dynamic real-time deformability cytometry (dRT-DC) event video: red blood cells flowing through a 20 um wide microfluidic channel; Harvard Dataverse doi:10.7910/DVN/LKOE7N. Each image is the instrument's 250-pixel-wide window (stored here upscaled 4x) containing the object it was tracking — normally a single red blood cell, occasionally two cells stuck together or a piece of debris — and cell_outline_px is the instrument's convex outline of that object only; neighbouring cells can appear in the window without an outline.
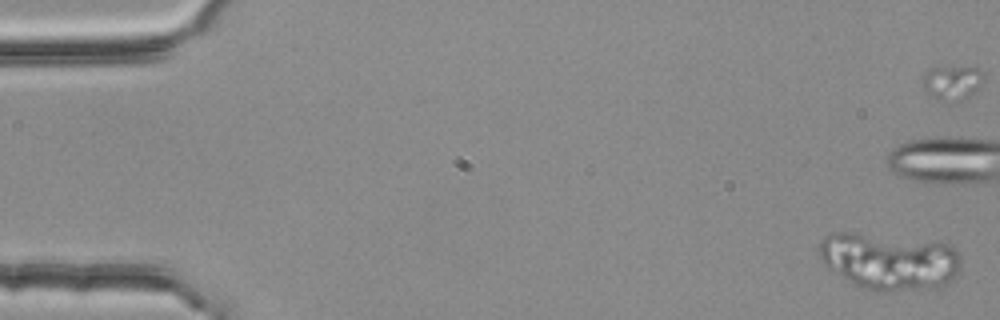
{"species": "common noctule bat (a hibernating species)", "species_latin": "Nyctalus noctula", "temperature_condition": "room temperature", "stored_images_in_passage": 5, "camera_frame_rate_fps": 3000, "um_per_image_px": 0.085, "animal": {"sex": "female", "body_mass_g": 25.1}, "frame": {"image": 1, "passage_image": 1, "time_ms": 0.0, "image_size_px": [1000, 320], "cell_outline_px": [[960, 268], [948, 284], [940, 288], [884, 292], [880, 292], [868, 288], [844, 276], [824, 264], [820, 256], [820, 244], [824, 236], [836, 232], [848, 232], [948, 244], [960, 256]], "centroid_in_image_um": [75.64, 22.22], "position_along_channel_um": 9.4, "area_um2": 45.84}}